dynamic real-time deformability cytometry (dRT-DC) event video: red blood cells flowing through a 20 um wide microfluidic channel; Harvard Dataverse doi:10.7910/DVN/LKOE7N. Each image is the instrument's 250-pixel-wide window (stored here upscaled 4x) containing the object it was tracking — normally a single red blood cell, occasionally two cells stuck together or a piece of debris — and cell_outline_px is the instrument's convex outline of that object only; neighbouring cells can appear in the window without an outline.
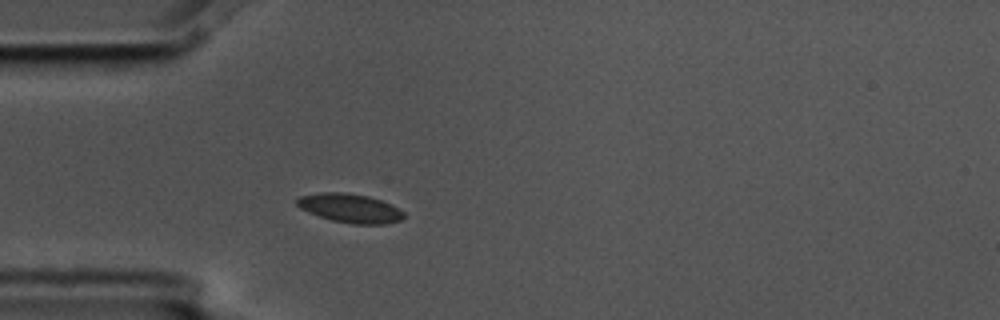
{"species": "common noctule bat (a hibernating species)", "species_latin": "Nyctalus noctula", "temperature_condition": "cold", "stored_images_in_passage": 2, "camera_frame_rate_fps": 3000, "um_per_image_px": 0.085, "animal": {"sex": "male", "body_mass_g": 17.5, "forearm_length_mm": 52.3}, "frame": {"image": 1, "passage_image": 2, "time_ms": 0.333, "image_size_px": [1000, 320], "cell_outline_px": [[404, 216], [400, 220], [384, 224], [352, 224], [332, 220], [308, 212], [300, 208], [296, 204], [296, 200], [300, 196], [320, 192], [344, 192], [368, 196], [392, 204], [404, 212]], "centroid_in_image_um": [29.75, 17.69], "position_along_channel_um": 55.3, "area_um2": 17.98}}